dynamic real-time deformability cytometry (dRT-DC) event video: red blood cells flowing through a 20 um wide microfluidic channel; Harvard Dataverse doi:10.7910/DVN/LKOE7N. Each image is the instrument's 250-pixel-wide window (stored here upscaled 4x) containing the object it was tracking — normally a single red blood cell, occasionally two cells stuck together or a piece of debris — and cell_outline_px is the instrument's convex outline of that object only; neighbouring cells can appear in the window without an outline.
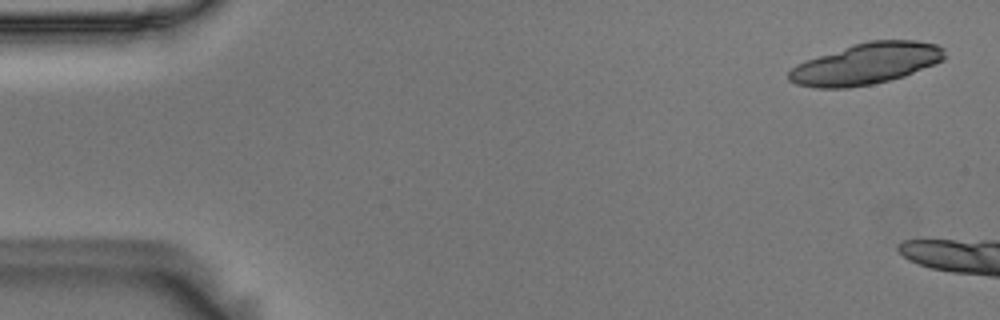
{"species": "Egyptian fruit bat (a non-hibernating species)", "species_latin": "Rousettus aegyptiacus", "temperature_condition": "room temperature", "stored_images_in_passage": 8, "camera_frame_rate_fps": 3000, "um_per_image_px": 0.085, "animal": {"sex": "male"}, "frame": {"image": 1, "passage_image": 2, "time_ms": 0.333, "image_size_px": [1000, 320], "cell_outline_px": [[944, 60], [904, 76], [872, 84], [848, 88], [816, 88], [796, 84], [788, 80], [788, 72], [796, 64], [868, 40], [916, 40], [936, 44], [944, 48]], "centroid_in_image_um": [73.64, 5.43], "position_along_channel_um": 11.4, "area_um2": 36.99}}